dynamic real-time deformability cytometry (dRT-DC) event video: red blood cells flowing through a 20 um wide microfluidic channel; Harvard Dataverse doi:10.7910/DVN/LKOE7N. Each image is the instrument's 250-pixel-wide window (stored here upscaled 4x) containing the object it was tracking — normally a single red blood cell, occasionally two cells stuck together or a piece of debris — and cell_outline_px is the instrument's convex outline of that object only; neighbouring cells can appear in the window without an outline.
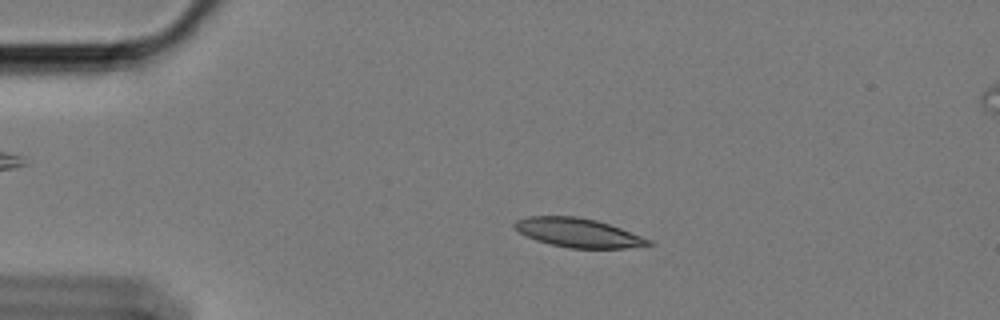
{"species": "Egyptian fruit bat (a non-hibernating species)", "species_latin": "Rousettus aegyptiacus", "temperature_condition": "cold", "stored_images_in_passage": 13, "camera_frame_rate_fps": 3000, "um_per_image_px": 0.085, "animal": {"sex": "female"}, "frame": {"image": 1, "passage_image": 1, "time_ms": 0.0, "image_size_px": [1000, 320], "cell_outline_px": [[652, 244], [624, 248], [568, 248], [536, 240], [520, 232], [512, 224], [516, 220], [528, 216], [576, 216], [596, 220], [620, 228], [652, 240]], "centroid_in_image_um": [49.13, 19.77], "position_along_channel_um": 35.9, "area_um2": 22.31}}
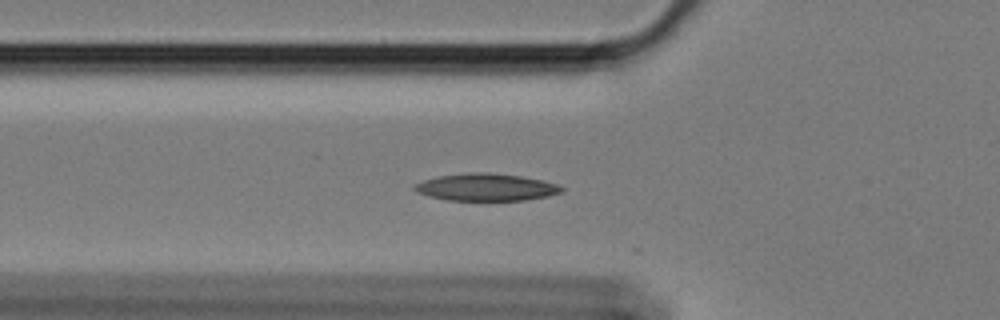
{"frame": {"image": 2, "passage_image": 9, "time_ms": 2.667, "image_size_px": [1000, 320], "cell_outline_px": [[564, 192], [548, 196], [524, 200], [448, 200], [428, 196], [416, 192], [412, 188], [416, 184], [424, 180], [436, 176], [468, 172], [488, 172], [520, 176], [544, 180], [556, 184], [564, 188]], "centroid_in_image_um": [41.32, 15.9], "position_along_channel_um": 84.5, "area_um2": 23.47}}
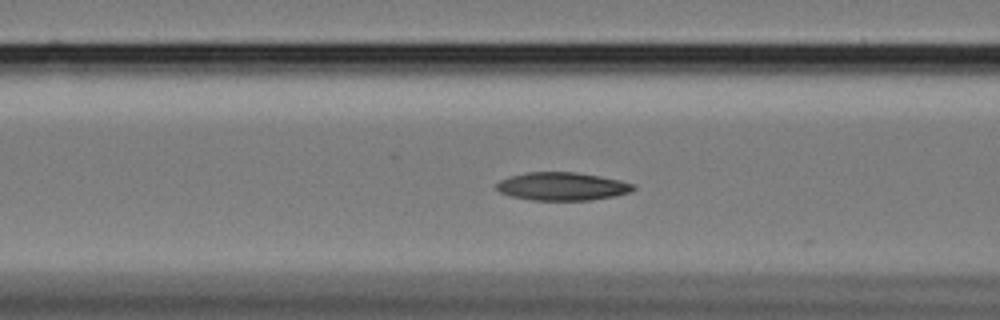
{"frame": {"image": 3, "passage_image": 12, "time_ms": 3.667, "image_size_px": [1000, 320], "cell_outline_px": [[636, 188], [628, 192], [616, 196], [592, 200], [532, 200], [508, 196], [500, 192], [496, 188], [496, 184], [500, 180], [512, 176], [528, 172], [576, 172], [600, 176], [620, 180], [636, 184]], "centroid_in_image_um": [47.8, 15.85], "position_along_channel_um": 118.8, "area_um2": 22.48}}